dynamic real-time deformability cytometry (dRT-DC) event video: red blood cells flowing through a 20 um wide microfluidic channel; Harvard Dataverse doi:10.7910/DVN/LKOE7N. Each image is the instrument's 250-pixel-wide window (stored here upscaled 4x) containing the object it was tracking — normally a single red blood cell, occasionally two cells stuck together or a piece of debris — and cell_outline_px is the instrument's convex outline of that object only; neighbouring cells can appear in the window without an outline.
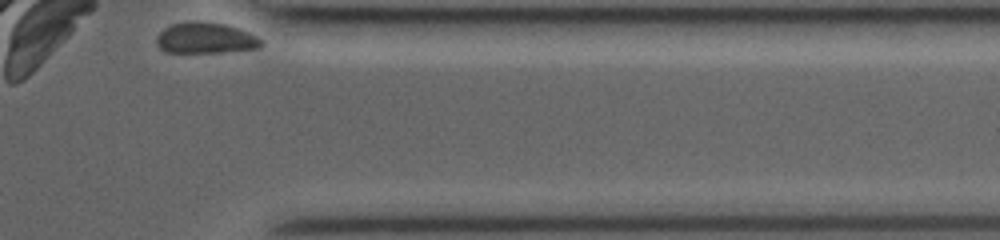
{"species": "common noctule bat (a hibernating species)", "species_latin": "Nyctalus noctula", "temperature_condition": "room temperature", "stored_images_in_passage": 11, "camera_frame_rate_fps": 3000, "um_per_image_px": 0.085, "animal": {"sex": "female", "body_mass_g": 19.0, "forearm_length_mm": 53.3}, "frame": {"image": 1, "passage_image": 11, "time_ms": 9.333, "image_size_px": [1000, 240], "cell_outline_px": [[264, 44], [260, 48], [220, 52], [164, 52], [156, 44], [156, 36], [164, 28], [172, 24], [192, 20], [200, 20], [228, 24], [240, 28], [264, 40]], "centroid_in_image_um": [17.49, 3.21], "position_along_channel_um": 393.9, "area_um2": 19.31}, "authors_computed_cell_mechanics": {"area_um2": 19.3052, "velocity_mm_per_s": 3.8182, "shape_relaxation_time_tau1_ms": 0.3884, "shape_relaxation_time_tau2_ms": null, "deformation_change_tau1": 0.206, "deformation_change_tau2": null}}